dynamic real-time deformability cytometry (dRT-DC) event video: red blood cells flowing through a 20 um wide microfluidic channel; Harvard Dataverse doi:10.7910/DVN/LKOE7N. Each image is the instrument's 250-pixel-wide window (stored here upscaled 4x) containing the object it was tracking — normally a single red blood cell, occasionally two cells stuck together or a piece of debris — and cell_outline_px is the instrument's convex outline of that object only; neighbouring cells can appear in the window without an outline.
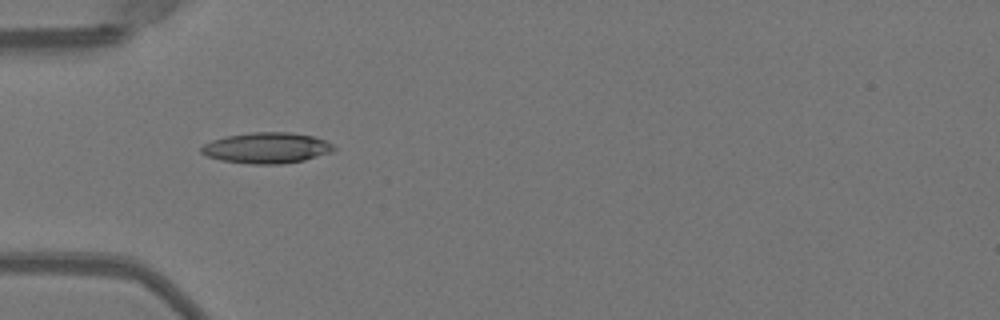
{"species": "Egyptian fruit bat (a non-hibernating species)", "species_latin": "Rousettus aegyptiacus", "temperature_condition": "warm", "stored_images_in_passage": 36, "camera_frame_rate_fps": 3000, "um_per_image_px": 0.085, "animal": {"sex": "female"}, "frame": {"image": 1, "passage_image": 1, "time_ms": 0.0, "image_size_px": [1000, 320], "cell_outline_px": [[336, 148], [332, 152], [304, 160], [280, 164], [252, 164], [220, 160], [208, 156], [200, 152], [200, 148], [204, 144], [212, 140], [228, 136], [252, 132], [288, 132], [312, 136], [324, 140], [332, 144]], "centroid_in_image_um": [22.66, 12.57], "position_along_channel_um": 62.3, "area_um2": 23.64}}
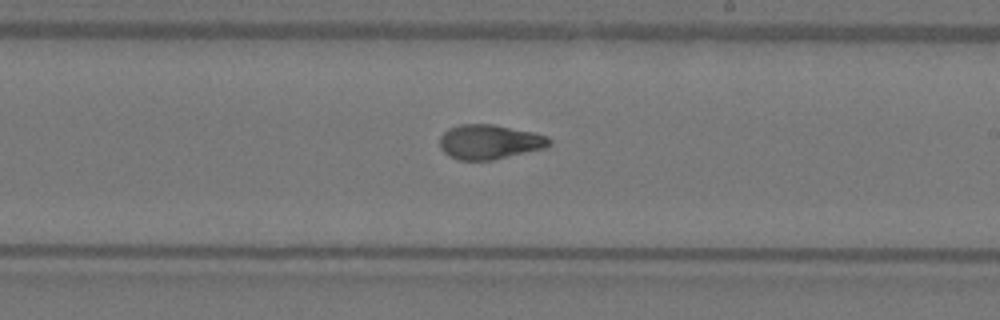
{"frame": {"image": 2, "passage_image": 15, "time_ms": 4.667, "image_size_px": [1000, 320], "cell_outline_px": [[552, 144], [548, 148], [492, 160], [456, 160], [448, 156], [440, 148], [440, 136], [448, 128], [460, 124], [492, 124], [532, 132], [548, 136], [552, 140]], "centroid_in_image_um": [41.62, 12.07], "position_along_channel_um": 247.4, "area_um2": 22.37}}
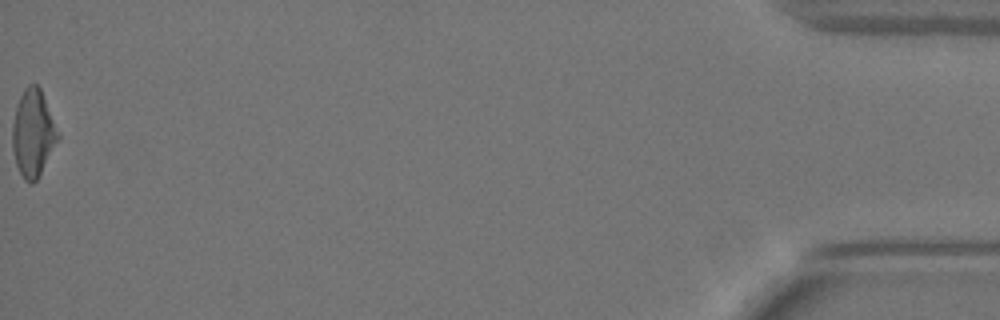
{"frame": {"image": 3, "passage_image": 36, "time_ms": 11.667, "image_size_px": [1000, 320], "cell_outline_px": [[60, 140], [36, 180], [32, 184], [28, 184], [24, 180], [16, 164], [12, 148], [12, 124], [16, 104], [24, 88], [28, 84], [36, 84], [40, 88], [60, 136]], "centroid_in_image_um": [2.8, 11.34], "position_along_channel_um": 432.4, "area_um2": 23.18}, "authors_computed_cell_mechanics": {"area_um2": 22.3686, "velocity_mm_per_s": 4.0138, "shape_relaxation_time_tau1_ms": 5.7015, "shape_relaxation_time_tau2_ms": 1.096, "deformation_change_tau1": 0.189, "deformation_change_tau2": 0.0589}}